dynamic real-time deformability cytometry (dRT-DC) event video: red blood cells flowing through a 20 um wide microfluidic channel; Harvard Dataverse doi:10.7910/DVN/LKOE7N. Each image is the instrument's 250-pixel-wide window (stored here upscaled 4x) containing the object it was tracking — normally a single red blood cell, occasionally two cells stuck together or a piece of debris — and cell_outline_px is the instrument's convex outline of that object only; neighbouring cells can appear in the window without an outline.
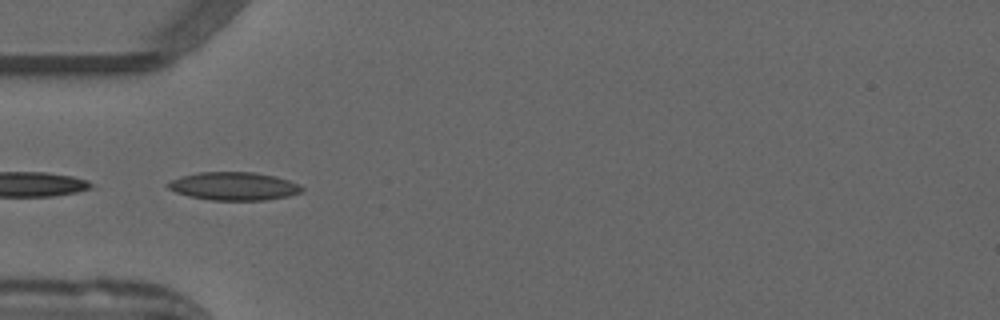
{"species": "common noctule bat (a hibernating species)", "species_latin": "Nyctalus noctula", "temperature_condition": "warm", "stored_images_in_passage": 18, "camera_frame_rate_fps": 3000, "um_per_image_px": 0.085, "animal": {"sex": "male", "forearm_length_mm": 52.5}, "frame": {"image": 1, "passage_image": 15, "time_ms": 4.667, "image_size_px": [1000, 320], "cell_outline_px": [[304, 188], [300, 192], [288, 196], [264, 200], [212, 200], [188, 196], [176, 192], [168, 188], [164, 184], [180, 176], [196, 172], [252, 172], [276, 176], [300, 184]], "centroid_in_image_um": [19.85, 15.82], "position_along_channel_um": 65.1, "area_um2": 22.02}}